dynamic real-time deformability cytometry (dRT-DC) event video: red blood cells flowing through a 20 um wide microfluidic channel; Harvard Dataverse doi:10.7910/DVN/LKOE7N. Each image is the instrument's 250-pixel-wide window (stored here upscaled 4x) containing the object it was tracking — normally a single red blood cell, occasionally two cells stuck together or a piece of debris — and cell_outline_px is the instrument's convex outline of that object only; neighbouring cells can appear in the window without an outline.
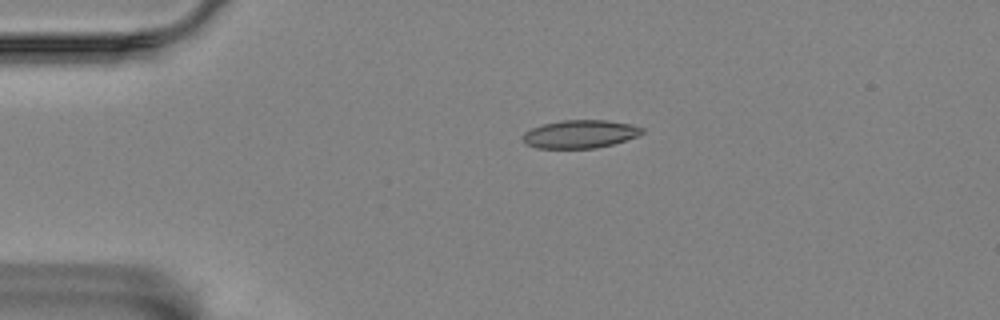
{"species": "Egyptian fruit bat (a non-hibernating species)", "species_latin": "Rousettus aegyptiacus", "temperature_condition": "room temperature", "stored_images_in_passage": 45, "camera_frame_rate_fps": 3000, "um_per_image_px": 0.085, "animal": {"sex": "female"}, "frame": {"image": 1, "passage_image": 1, "time_ms": 0.0, "image_size_px": [1000, 320], "cell_outline_px": [[644, 132], [636, 136], [612, 144], [596, 148], [536, 148], [524, 144], [524, 132], [532, 128], [544, 124], [564, 120], [604, 120], [628, 124], [644, 128]], "centroid_in_image_um": [49.28, 11.4], "position_along_channel_um": 35.7, "area_um2": 19.25}}
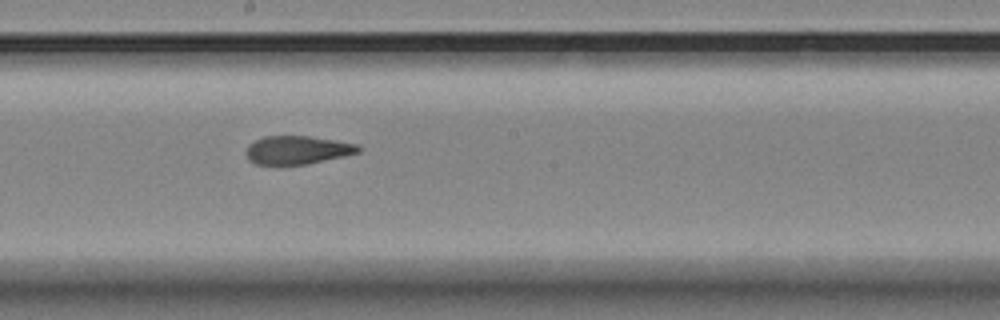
{"frame": {"image": 2, "passage_image": 20, "time_ms": 6.333, "image_size_px": [1000, 320], "cell_outline_px": [[360, 152], [308, 164], [256, 164], [248, 160], [244, 152], [248, 144], [264, 136], [308, 136], [356, 144], [360, 148]], "centroid_in_image_um": [25.21, 12.75], "position_along_channel_um": 223.0, "area_um2": 18.38}}
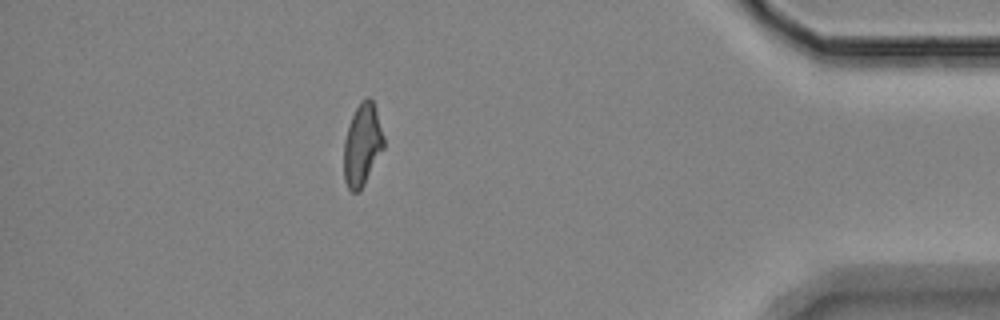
{"frame": {"image": 3, "passage_image": 39, "time_ms": 12.667, "image_size_px": [1000, 320], "cell_outline_px": [[384, 148], [360, 192], [352, 192], [348, 188], [344, 180], [344, 140], [352, 116], [360, 100], [368, 96], [372, 100], [384, 136]], "centroid_in_image_um": [30.79, 12.33], "position_along_channel_um": 404.4, "area_um2": 19.02}, "authors_computed_cell_mechanics": {"area_um2": 19.5364, "velocity_mm_per_s": 3.527, "shape_relaxation_time_tau1_ms": null, "shape_relaxation_time_tau2_ms": 2.1046, "deformation_change_tau1": null, "deformation_change_tau2": 0.103}}